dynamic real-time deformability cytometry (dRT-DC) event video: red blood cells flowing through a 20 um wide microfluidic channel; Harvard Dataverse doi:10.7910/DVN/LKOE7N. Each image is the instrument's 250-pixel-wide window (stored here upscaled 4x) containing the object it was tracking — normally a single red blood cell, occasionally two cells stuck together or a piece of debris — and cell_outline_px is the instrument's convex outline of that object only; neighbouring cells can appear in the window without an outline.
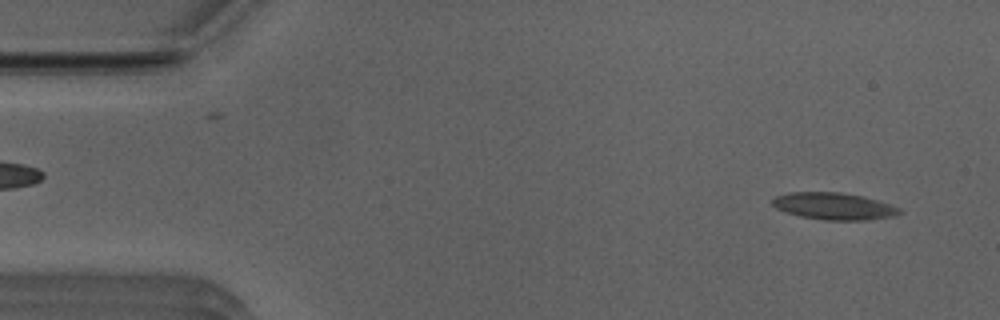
{"species": "Egyptian fruit bat (a non-hibernating species)", "species_latin": "Rousettus aegyptiacus", "temperature_condition": "room temperature", "stored_images_in_passage": 52, "camera_frame_rate_fps": 3000, "um_per_image_px": 0.085, "animal": {"sex": "male"}, "frame": {"image": 1, "passage_image": 3, "time_ms": 0.667, "image_size_px": [1000, 320], "cell_outline_px": [[904, 212], [896, 216], [864, 220], [824, 220], [800, 216], [776, 208], [772, 204], [772, 200], [776, 196], [792, 192], [840, 192], [864, 196], [900, 208]], "centroid_in_image_um": [70.91, 17.52], "position_along_channel_um": 14.1, "area_um2": 19.88}}
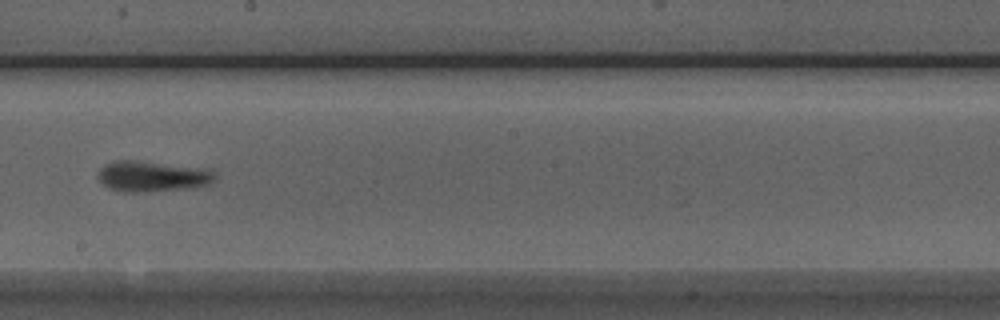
{"frame": {"image": 2, "passage_image": 28, "time_ms": 9.0, "image_size_px": [1000, 320], "cell_outline_px": [[216, 180], [208, 184], [192, 188], [144, 192], [124, 192], [108, 188], [96, 176], [96, 172], [104, 164], [116, 160], [132, 160], [208, 168], [216, 176]], "centroid_in_image_um": [12.93, 14.98], "position_along_channel_um": 235.3, "area_um2": 21.15}}
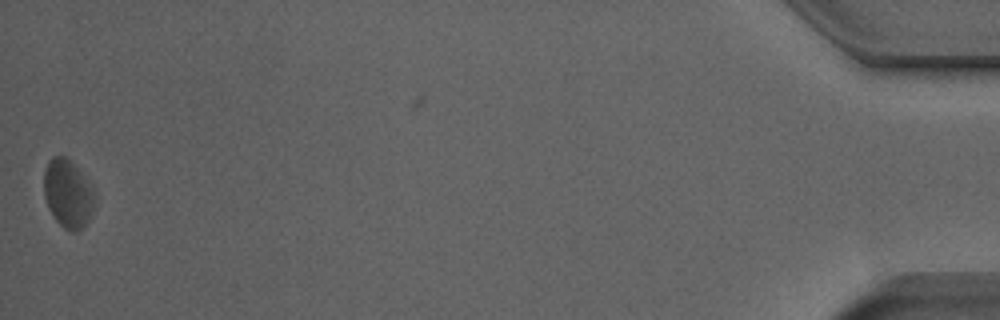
{"frame": {"image": 3, "passage_image": 51, "time_ms": 16.667, "image_size_px": [1000, 320], "cell_outline_px": [[92, 212], [88, 220], [76, 232], [72, 232], [64, 228], [56, 220], [48, 208], [44, 196], [44, 168], [48, 160], [52, 156], [64, 156], [76, 168], [92, 192]], "centroid_in_image_um": [5.68, 16.47], "position_along_channel_um": 429.5, "area_um2": 19.31}, "authors_computed_cell_mechanics": {"area_um2": 19.6231, "velocity_mm_per_s": 3.8795, "shape_relaxation_time_tau1_ms": 3.7255, "shape_relaxation_time_tau2_ms": 3.6585, "deformation_change_tau1": 0.1323, "deformation_change_tau2": 0.1246}}